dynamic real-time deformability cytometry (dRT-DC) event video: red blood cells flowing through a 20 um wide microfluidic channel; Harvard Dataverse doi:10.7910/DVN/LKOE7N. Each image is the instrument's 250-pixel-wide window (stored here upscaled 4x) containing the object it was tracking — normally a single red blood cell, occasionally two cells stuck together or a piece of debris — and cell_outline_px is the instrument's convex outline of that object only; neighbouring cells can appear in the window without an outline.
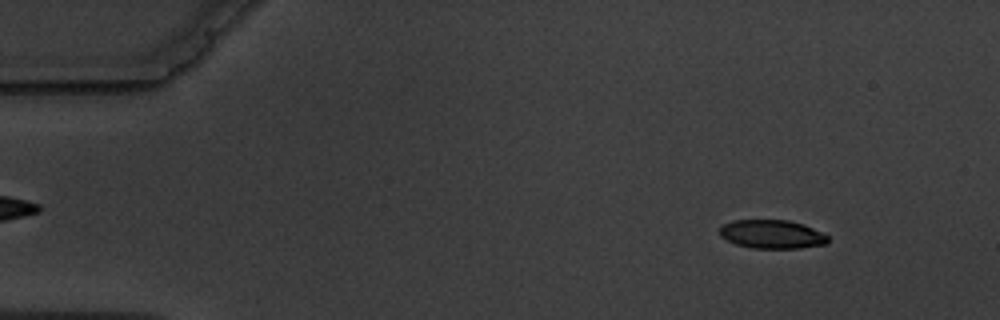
{"species": "common noctule bat (a hibernating species)", "species_latin": "Nyctalus noctula", "temperature_condition": "warm", "stored_images_in_passage": 5, "segment_of_instrument_passage": [2, 2], "camera_frame_rate_fps": 3000, "um_per_image_px": 0.085, "animal": {"sex": "male", "body_mass_g": 19.5, "forearm_length_mm": 54.6}, "frame": {"image": 1, "passage_image": 5, "time_ms": 6.0, "image_size_px": [1000, 320], "cell_outline_px": [[828, 240], [824, 244], [800, 248], [752, 248], [736, 244], [720, 236], [720, 228], [724, 224], [732, 220], [788, 220], [804, 224], [828, 236]], "centroid_in_image_um": [65.6, 19.9], "position_along_channel_um": 19.4, "area_um2": 17.92}}